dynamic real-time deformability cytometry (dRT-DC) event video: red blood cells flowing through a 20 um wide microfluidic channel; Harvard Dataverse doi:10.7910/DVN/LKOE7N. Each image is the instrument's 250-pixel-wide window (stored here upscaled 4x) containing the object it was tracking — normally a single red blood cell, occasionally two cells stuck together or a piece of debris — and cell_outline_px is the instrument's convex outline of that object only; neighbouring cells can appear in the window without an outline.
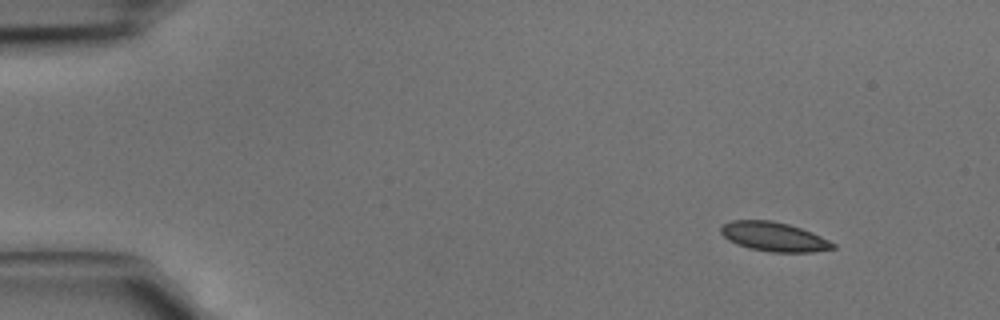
{"species": "common noctule bat (a hibernating species)", "species_latin": "Nyctalus noctula", "temperature_condition": "cold", "stored_images_in_passage": 4, "camera_frame_rate_fps": 3000, "um_per_image_px": 0.085, "animal": {"sex": "male", "body_mass_g": 15.6}, "frame": {"image": 1, "passage_image": 1, "time_ms": 0.0, "image_size_px": [1000, 320], "cell_outline_px": [[836, 248], [812, 252], [772, 252], [748, 248], [736, 244], [728, 240], [720, 232], [720, 228], [724, 224], [732, 220], [772, 220], [788, 224], [812, 232], [836, 244]], "centroid_in_image_um": [65.77, 20.12], "position_along_channel_um": 19.2, "area_um2": 19.07}}
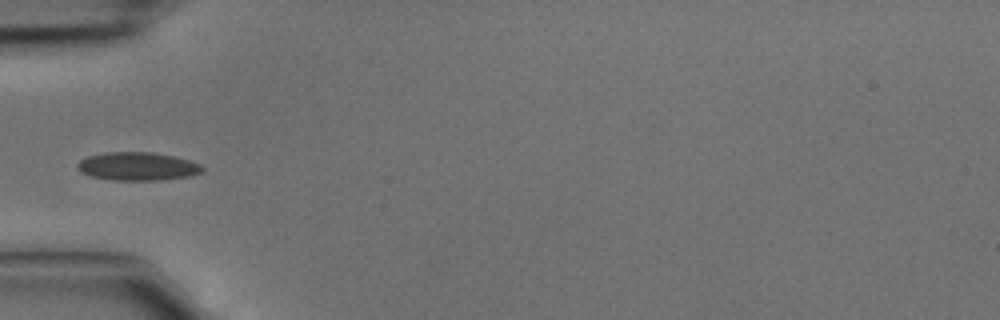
{"frame": {"image": 2, "passage_image": 4, "time_ms": 1.0, "image_size_px": [1000, 320], "cell_outline_px": [[204, 168], [200, 172], [192, 176], [160, 180], [112, 180], [92, 176], [80, 172], [76, 168], [76, 164], [80, 160], [88, 156], [104, 152], [152, 152], [176, 156], [200, 164]], "centroid_in_image_um": [11.68, 14.13], "position_along_channel_um": 73.3, "area_um2": 20.69}}